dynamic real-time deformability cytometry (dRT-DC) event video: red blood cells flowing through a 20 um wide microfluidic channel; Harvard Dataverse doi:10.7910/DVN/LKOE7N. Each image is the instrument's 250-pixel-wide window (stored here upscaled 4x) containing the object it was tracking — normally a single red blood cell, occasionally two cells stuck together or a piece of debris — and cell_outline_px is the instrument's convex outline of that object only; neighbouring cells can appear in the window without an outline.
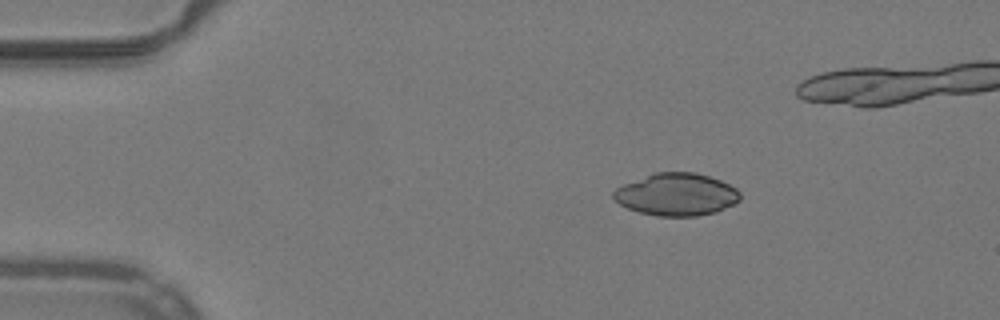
{"species": "common noctule bat (a hibernating species)", "species_latin": "Nyctalus noctula", "temperature_condition": "warm", "stored_images_in_passage": 38, "camera_frame_rate_fps": 3000, "um_per_image_px": 0.085, "animal": {"sex": "male", "body_mass_g": 19.2, "forearm_length_mm": 51.8}, "frame": {"image": 1, "passage_image": 1, "time_ms": 0.0, "image_size_px": [1000, 320], "cell_outline_px": [[740, 200], [736, 204], [716, 212], [696, 216], [656, 216], [640, 212], [628, 208], [620, 204], [612, 196], [612, 192], [616, 188], [624, 184], [656, 172], [696, 172], [720, 180], [736, 188], [740, 192]], "centroid_in_image_um": [57.53, 16.53], "position_along_channel_um": 27.5, "area_um2": 31.27}}